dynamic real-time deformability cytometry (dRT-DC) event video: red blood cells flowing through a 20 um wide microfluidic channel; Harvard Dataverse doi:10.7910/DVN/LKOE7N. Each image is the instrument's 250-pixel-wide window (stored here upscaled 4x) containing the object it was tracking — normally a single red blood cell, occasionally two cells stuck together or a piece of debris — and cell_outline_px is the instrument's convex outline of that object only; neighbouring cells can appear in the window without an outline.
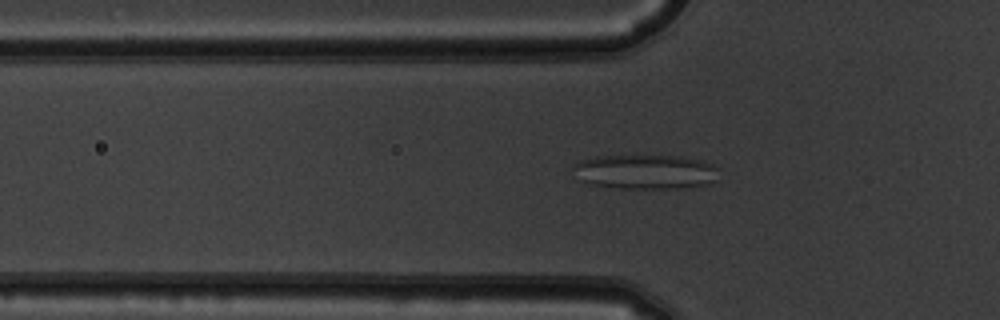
{"species": "common noctule bat (a hibernating species)", "species_latin": "Nyctalus noctula", "temperature_condition": "warm", "stored_images_in_passage": 52, "camera_frame_rate_fps": 3000, "um_per_image_px": 0.085, "animal": {"sex": "male", "body_mass_g": 19.5, "forearm_length_mm": 54.6}, "frame": {"image": 1, "passage_image": 17, "time_ms": 5.333, "image_size_px": [1000, 320], "cell_outline_px": [[720, 168], [716, 180], [708, 184], [684, 188], [616, 188], [592, 184], [580, 180], [572, 168], [572, 164], [580, 160], [596, 156], [680, 156], [704, 160]], "centroid_in_image_um": [54.89, 14.6], "position_along_channel_um": 70.9, "area_um2": 29.59}}
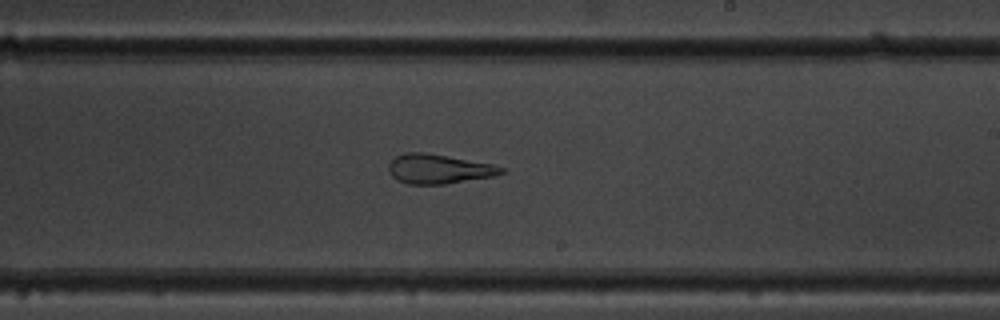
{"frame": {"image": 2, "passage_image": 31, "time_ms": 10.0, "image_size_px": [1000, 320], "cell_outline_px": [[504, 172], [492, 176], [444, 184], [408, 184], [396, 180], [388, 172], [388, 164], [396, 156], [404, 152], [424, 152], [448, 156], [492, 164], [504, 168]], "centroid_in_image_um": [37.23, 14.35], "position_along_channel_um": 251.8, "area_um2": 19.25}}
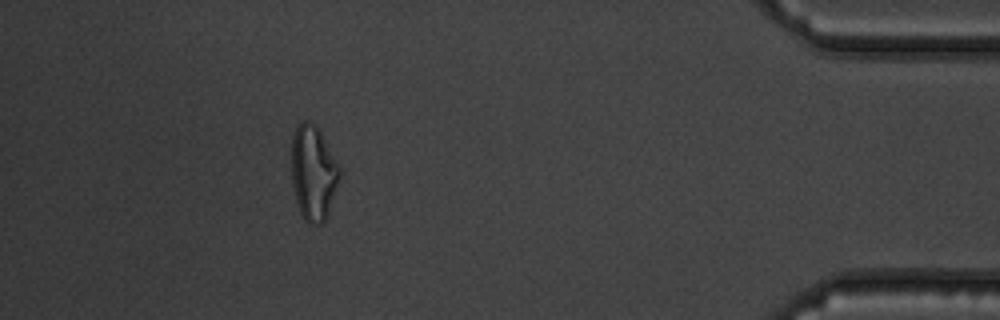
{"frame": {"image": 3, "passage_image": 47, "time_ms": 15.333, "image_size_px": [1000, 320], "cell_outline_px": [[340, 176], [324, 224], [308, 224], [304, 220], [300, 212], [296, 200], [292, 184], [292, 136], [296, 124], [304, 120], [308, 120], [316, 124], [340, 164]], "centroid_in_image_um": [26.63, 14.65], "position_along_channel_um": 408.6, "area_um2": 26.88}, "authors_computed_cell_mechanics": {"area_um2": 25.432, "velocity_mm_per_s": 3.8709, "shape_relaxation_time_tau1_ms": null, "shape_relaxation_time_tau2_ms": 1.8889, "deformation_change_tau1": null, "deformation_change_tau2": 0.1293}}